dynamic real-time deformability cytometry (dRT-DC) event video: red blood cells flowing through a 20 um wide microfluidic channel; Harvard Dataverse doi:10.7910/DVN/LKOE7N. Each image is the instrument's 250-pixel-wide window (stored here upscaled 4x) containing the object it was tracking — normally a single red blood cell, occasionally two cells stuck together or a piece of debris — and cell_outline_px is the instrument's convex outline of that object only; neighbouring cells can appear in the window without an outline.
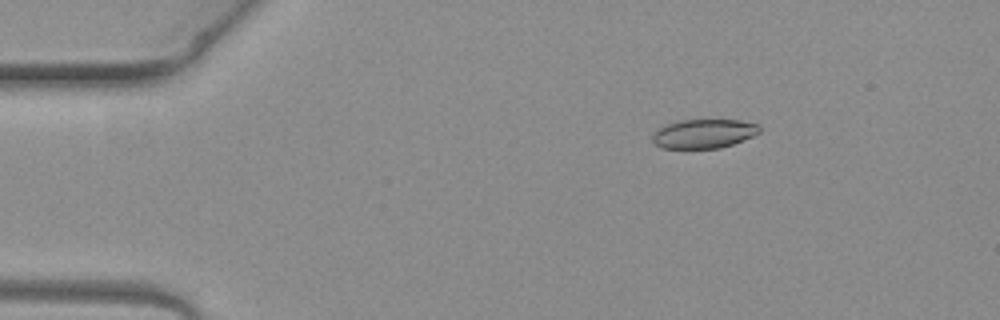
{"species": "common noctule bat (a hibernating species)", "species_latin": "Nyctalus noctula", "temperature_condition": "warm", "stored_images_in_passage": 4, "camera_frame_rate_fps": 3000, "um_per_image_px": 0.085, "animal": {"sex": "female", "body_mass_g": 19.3, "forearm_length_mm": 54.1}, "frame": {"image": 1, "passage_image": 2, "time_ms": 0.333, "image_size_px": [1000, 320], "cell_outline_px": [[760, 132], [744, 140], [720, 148], [660, 148], [652, 140], [652, 136], [660, 128], [668, 124], [680, 120], [740, 120], [760, 124]], "centroid_in_image_um": [59.86, 11.36], "position_along_channel_um": 25.1, "area_um2": 18.03}}